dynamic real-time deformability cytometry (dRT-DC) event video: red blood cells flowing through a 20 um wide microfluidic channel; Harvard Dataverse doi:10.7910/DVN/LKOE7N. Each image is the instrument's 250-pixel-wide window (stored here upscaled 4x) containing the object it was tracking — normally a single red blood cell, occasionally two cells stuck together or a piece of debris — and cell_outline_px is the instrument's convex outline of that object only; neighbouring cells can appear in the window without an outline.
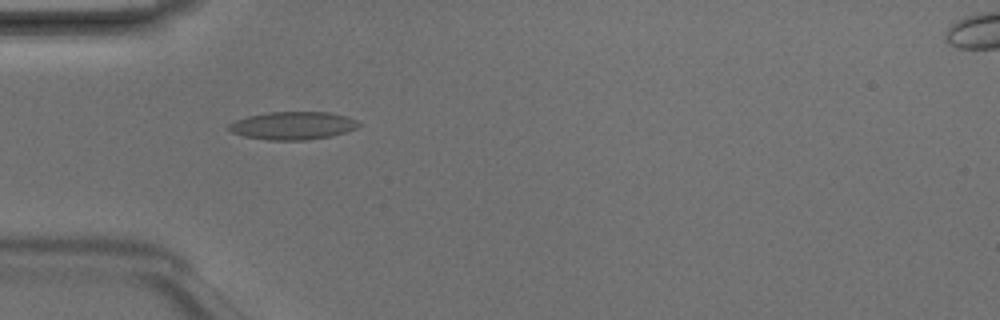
{"species": "Egyptian fruit bat (a non-hibernating species)", "species_latin": "Rousettus aegyptiacus", "temperature_condition": "room temperature", "stored_images_in_passage": 6, "camera_frame_rate_fps": 3000, "um_per_image_px": 0.085, "animal": {"sex": "male"}, "frame": {"image": 1, "passage_image": 4, "time_ms": 1.0, "image_size_px": [1000, 320], "cell_outline_px": [[360, 124], [356, 128], [332, 136], [308, 140], [268, 140], [244, 136], [232, 132], [228, 128], [228, 124], [236, 120], [248, 116], [268, 112], [328, 112], [348, 116], [356, 120]], "centroid_in_image_um": [24.89, 10.67], "position_along_channel_um": 60.1, "area_um2": 21.1}}